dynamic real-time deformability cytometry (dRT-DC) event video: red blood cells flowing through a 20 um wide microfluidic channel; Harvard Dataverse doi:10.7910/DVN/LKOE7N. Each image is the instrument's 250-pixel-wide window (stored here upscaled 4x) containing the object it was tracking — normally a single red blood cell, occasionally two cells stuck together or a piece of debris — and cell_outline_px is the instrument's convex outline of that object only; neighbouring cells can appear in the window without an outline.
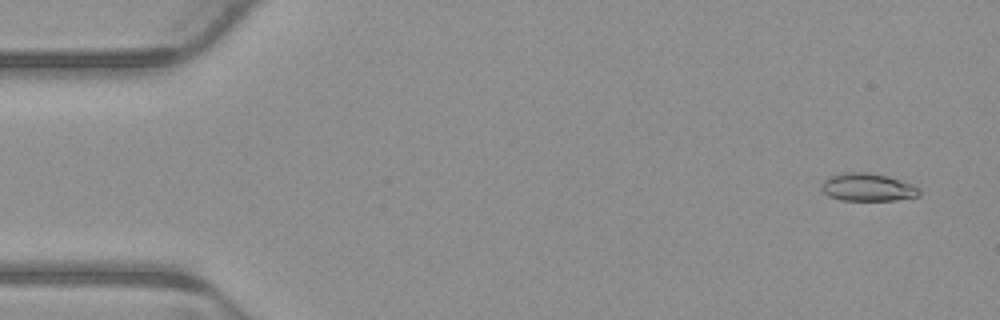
{"species": "common noctule bat (a hibernating species)", "species_latin": "Nyctalus noctula", "temperature_condition": "warm", "stored_images_in_passage": 4, "camera_frame_rate_fps": 3000, "um_per_image_px": 0.085, "animal": {"sex": "male", "body_mass_g": 23.1, "forearm_length_mm": 52.7}, "frame": {"image": 1, "passage_image": 1, "time_ms": 0.0, "image_size_px": [1000, 320], "cell_outline_px": [[920, 196], [896, 200], [840, 200], [828, 196], [820, 188], [820, 184], [824, 180], [832, 176], [844, 172], [868, 172], [888, 176], [912, 184], [920, 188]], "centroid_in_image_um": [73.75, 15.92], "position_along_channel_um": 11.2, "area_um2": 15.95}}
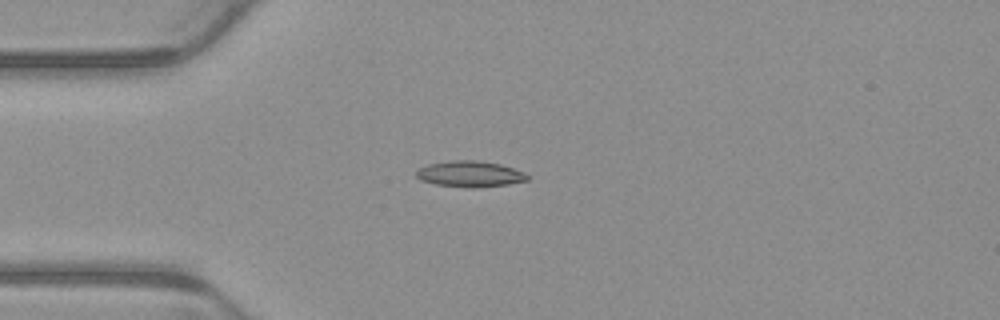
{"frame": {"image": 2, "passage_image": 4, "time_ms": 1.0, "image_size_px": [1000, 320], "cell_outline_px": [[528, 180], [508, 184], [476, 188], [436, 184], [420, 180], [416, 176], [416, 172], [420, 168], [428, 164], [448, 160], [476, 160], [500, 164], [524, 172], [528, 176]], "centroid_in_image_um": [39.93, 14.78], "position_along_channel_um": 45.1, "area_um2": 16.7}}